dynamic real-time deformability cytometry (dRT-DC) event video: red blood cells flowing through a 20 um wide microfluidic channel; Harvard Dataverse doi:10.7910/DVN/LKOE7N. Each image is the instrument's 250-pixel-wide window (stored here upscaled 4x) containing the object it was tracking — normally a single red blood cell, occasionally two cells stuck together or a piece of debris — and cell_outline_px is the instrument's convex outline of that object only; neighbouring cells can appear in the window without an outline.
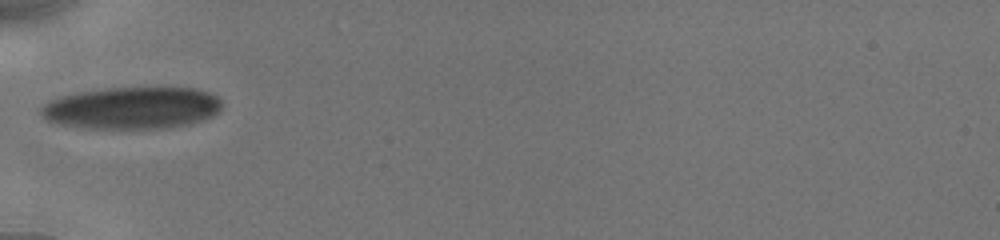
{"species": "human", "species_latin": "Homo sapiens", "temperature_condition": "cold", "stored_images_in_passage": 2, "camera_frame_rate_fps": 3000, "um_per_image_px": 0.085, "donor": {"sex": "male"}, "frame": {"image": 1, "passage_image": 1, "time_ms": 0.0, "image_size_px": [1000, 240], "cell_outline_px": [[220, 108], [212, 116], [204, 120], [172, 128], [76, 128], [60, 124], [48, 120], [40, 112], [40, 108], [48, 100], [60, 96], [76, 92], [104, 88], [196, 88], [208, 92], [216, 96], [220, 100]], "centroid_in_image_um": [11.19, 9.18], "position_along_channel_um": 73.8, "area_um2": 44.45}}